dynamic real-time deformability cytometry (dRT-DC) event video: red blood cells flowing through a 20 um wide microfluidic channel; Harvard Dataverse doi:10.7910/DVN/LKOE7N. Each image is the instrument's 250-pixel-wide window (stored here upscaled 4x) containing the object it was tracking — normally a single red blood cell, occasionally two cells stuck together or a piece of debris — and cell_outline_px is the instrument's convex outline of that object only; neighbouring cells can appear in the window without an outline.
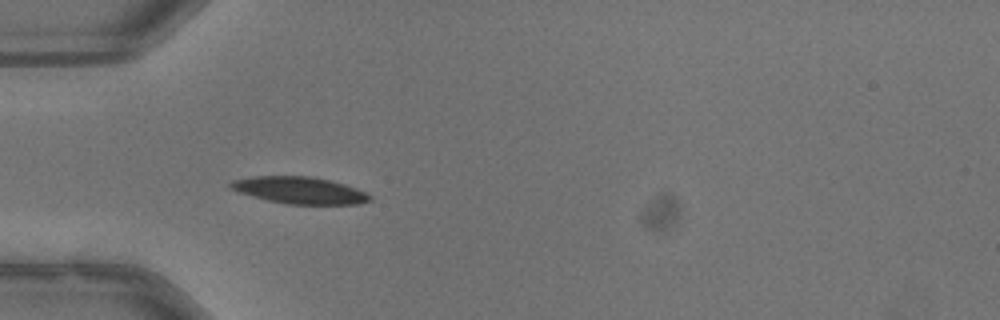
{"species": "common noctule bat (a hibernating species)", "species_latin": "Nyctalus noctula", "temperature_condition": "warm", "stored_images_in_passage": 27, "camera_frame_rate_fps": 3000, "um_per_image_px": 0.085, "animal": {"sex": "male", "body_mass_g": 13.3}, "frame": {"image": 1, "passage_image": 5, "time_ms": 1.333, "image_size_px": [1000, 320], "cell_outline_px": [[372, 200], [360, 204], [288, 204], [268, 200], [236, 192], [228, 188], [228, 184], [232, 180], [252, 176], [308, 176], [328, 180], [344, 184], [356, 188], [372, 196]], "centroid_in_image_um": [25.42, 16.17], "position_along_channel_um": 59.6, "area_um2": 21.85}}
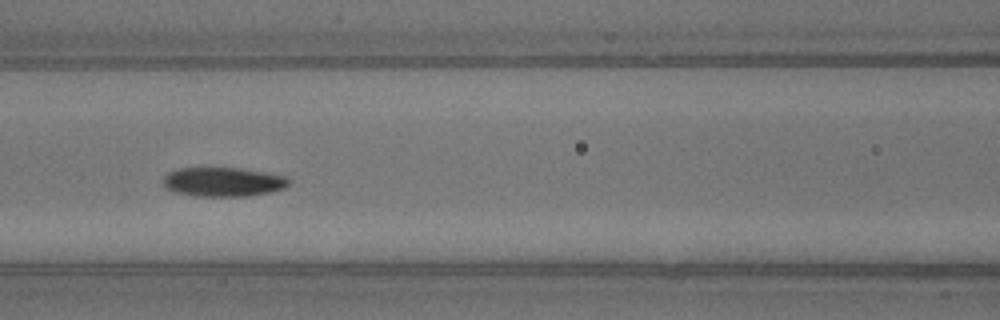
{"frame": {"image": 2, "passage_image": 12, "time_ms": 3.667, "image_size_px": [1000, 320], "cell_outline_px": [[292, 180], [284, 188], [268, 192], [248, 196], [196, 196], [172, 192], [164, 188], [164, 176], [168, 172], [180, 168], [240, 168], [288, 176]], "centroid_in_image_um": [18.96, 15.46], "position_along_channel_um": 147.6, "area_um2": 21.5}}